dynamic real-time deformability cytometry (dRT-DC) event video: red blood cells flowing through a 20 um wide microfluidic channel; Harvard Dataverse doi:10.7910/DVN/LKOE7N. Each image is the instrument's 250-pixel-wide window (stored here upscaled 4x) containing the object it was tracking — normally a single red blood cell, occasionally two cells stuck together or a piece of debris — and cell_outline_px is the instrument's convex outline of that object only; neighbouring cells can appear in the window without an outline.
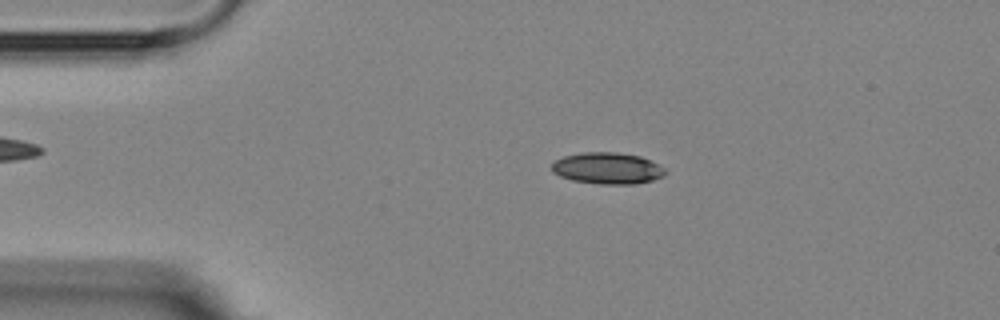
{"species": "Egyptian fruit bat (a non-hibernating species)", "species_latin": "Rousettus aegyptiacus", "temperature_condition": "room temperature", "stored_images_in_passage": 13, "camera_frame_rate_fps": 3000, "um_per_image_px": 0.085, "animal": {"sex": "female"}, "frame": {"image": 1, "passage_image": 2, "time_ms": 2.0, "image_size_px": [1000, 320], "cell_outline_px": [[668, 172], [664, 176], [652, 180], [636, 184], [600, 184], [572, 180], [560, 176], [552, 172], [552, 164], [556, 160], [564, 156], [584, 152], [616, 152], [640, 156], [652, 160], [664, 168]], "centroid_in_image_um": [51.67, 14.3], "position_along_channel_um": 33.3, "area_um2": 20.92}}
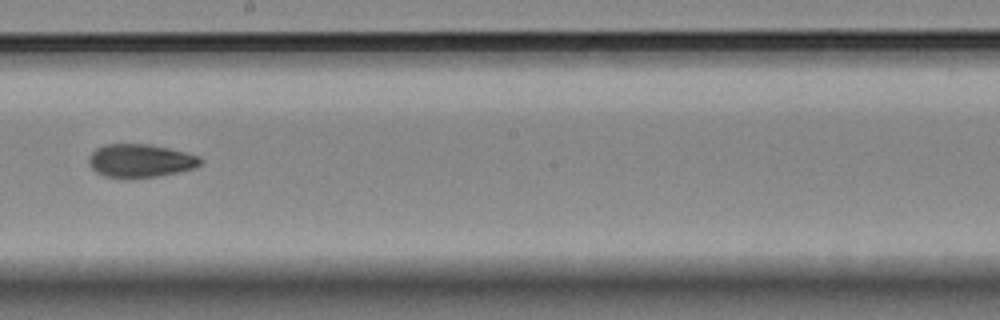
{"frame": {"image": 2, "passage_image": 7, "time_ms": 8.667, "image_size_px": [1000, 320], "cell_outline_px": [[204, 164], [196, 168], [180, 172], [156, 176], [104, 176], [96, 172], [88, 164], [88, 156], [96, 148], [104, 144], [148, 144], [168, 148], [200, 156], [204, 160]], "centroid_in_image_um": [11.97, 13.64], "position_along_channel_um": 236.2, "area_um2": 21.5}}
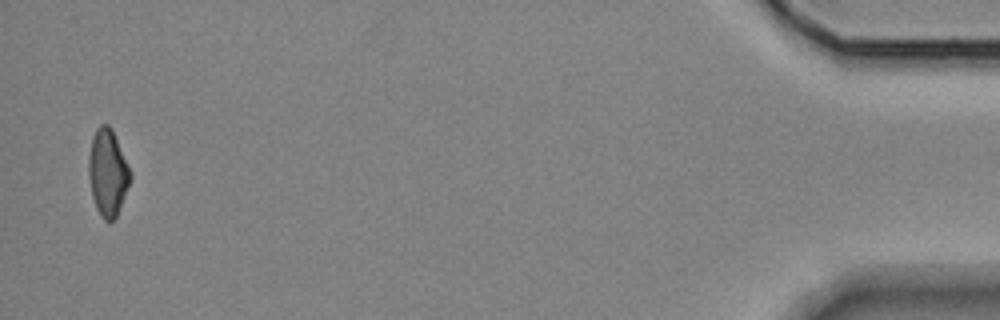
{"frame": {"image": 3, "passage_image": 13, "time_ms": 16.333, "image_size_px": [1000, 320], "cell_outline_px": [[132, 180], [116, 216], [112, 220], [104, 220], [100, 216], [96, 208], [92, 196], [88, 176], [88, 156], [92, 136], [96, 128], [100, 124], [108, 124], [112, 128], [132, 172]], "centroid_in_image_um": [9.16, 14.64], "position_along_channel_um": 426.0, "area_um2": 21.39}, "authors_computed_cell_mechanics": {"area_um2": 21.1548, "velocity_mm_per_s": 3.6201, "shape_relaxation_time_tau1_ms": 9.6767, "shape_relaxation_time_tau2_ms": 2.749, "deformation_change_tau1": 0.2074, "deformation_change_tau2": 0.0791}}